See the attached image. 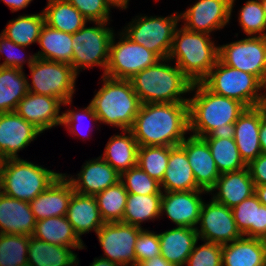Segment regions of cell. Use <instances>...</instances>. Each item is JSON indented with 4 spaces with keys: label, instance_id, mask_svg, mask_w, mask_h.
<instances>
[{
    "label": "cell",
    "instance_id": "7402d4cb",
    "mask_svg": "<svg viewBox=\"0 0 266 266\" xmlns=\"http://www.w3.org/2000/svg\"><path fill=\"white\" fill-rule=\"evenodd\" d=\"M261 119L262 105L246 108L234 123L232 135L246 165L262 154L259 140Z\"/></svg>",
    "mask_w": 266,
    "mask_h": 266
},
{
    "label": "cell",
    "instance_id": "9c48e42d",
    "mask_svg": "<svg viewBox=\"0 0 266 266\" xmlns=\"http://www.w3.org/2000/svg\"><path fill=\"white\" fill-rule=\"evenodd\" d=\"M179 12L164 16L137 15L122 28V32L133 42L154 52L160 59L168 58L172 40L179 27Z\"/></svg>",
    "mask_w": 266,
    "mask_h": 266
},
{
    "label": "cell",
    "instance_id": "1f68e13d",
    "mask_svg": "<svg viewBox=\"0 0 266 266\" xmlns=\"http://www.w3.org/2000/svg\"><path fill=\"white\" fill-rule=\"evenodd\" d=\"M68 246H57L29 236L28 266H77L78 254Z\"/></svg>",
    "mask_w": 266,
    "mask_h": 266
},
{
    "label": "cell",
    "instance_id": "4dcf8cb0",
    "mask_svg": "<svg viewBox=\"0 0 266 266\" xmlns=\"http://www.w3.org/2000/svg\"><path fill=\"white\" fill-rule=\"evenodd\" d=\"M32 236L53 245L68 246L72 250L86 248L66 216L49 217L37 221Z\"/></svg>",
    "mask_w": 266,
    "mask_h": 266
},
{
    "label": "cell",
    "instance_id": "cb8c5ba5",
    "mask_svg": "<svg viewBox=\"0 0 266 266\" xmlns=\"http://www.w3.org/2000/svg\"><path fill=\"white\" fill-rule=\"evenodd\" d=\"M36 222L29 202L0 192V234L32 236Z\"/></svg>",
    "mask_w": 266,
    "mask_h": 266
},
{
    "label": "cell",
    "instance_id": "74e56055",
    "mask_svg": "<svg viewBox=\"0 0 266 266\" xmlns=\"http://www.w3.org/2000/svg\"><path fill=\"white\" fill-rule=\"evenodd\" d=\"M44 24L43 11L37 14H22L15 19L9 20L1 32L3 36L14 43L28 48L31 44L38 42Z\"/></svg>",
    "mask_w": 266,
    "mask_h": 266
},
{
    "label": "cell",
    "instance_id": "2e32d148",
    "mask_svg": "<svg viewBox=\"0 0 266 266\" xmlns=\"http://www.w3.org/2000/svg\"><path fill=\"white\" fill-rule=\"evenodd\" d=\"M42 132L15 111L0 113V156L3 160L19 158L25 149Z\"/></svg>",
    "mask_w": 266,
    "mask_h": 266
},
{
    "label": "cell",
    "instance_id": "bcb514c9",
    "mask_svg": "<svg viewBox=\"0 0 266 266\" xmlns=\"http://www.w3.org/2000/svg\"><path fill=\"white\" fill-rule=\"evenodd\" d=\"M24 46H20L16 43H14L12 40H9L5 36L1 35L0 36V59L5 56L4 60L2 63H0V66L2 67H11V68H17L20 70H23L24 64L27 63L28 68L34 63L36 59V55L34 54H29V56L26 55L24 58V52L18 54L16 51L21 50L25 51Z\"/></svg>",
    "mask_w": 266,
    "mask_h": 266
},
{
    "label": "cell",
    "instance_id": "ba28073f",
    "mask_svg": "<svg viewBox=\"0 0 266 266\" xmlns=\"http://www.w3.org/2000/svg\"><path fill=\"white\" fill-rule=\"evenodd\" d=\"M90 23L95 25L87 27L85 24L79 31L72 34L71 66L77 75L82 69L99 66L104 71V75L109 61V45L114 30L108 27L110 22Z\"/></svg>",
    "mask_w": 266,
    "mask_h": 266
},
{
    "label": "cell",
    "instance_id": "d4e9b609",
    "mask_svg": "<svg viewBox=\"0 0 266 266\" xmlns=\"http://www.w3.org/2000/svg\"><path fill=\"white\" fill-rule=\"evenodd\" d=\"M161 256L175 266H184L199 241L196 228L180 227L158 233Z\"/></svg>",
    "mask_w": 266,
    "mask_h": 266
},
{
    "label": "cell",
    "instance_id": "c3c4849f",
    "mask_svg": "<svg viewBox=\"0 0 266 266\" xmlns=\"http://www.w3.org/2000/svg\"><path fill=\"white\" fill-rule=\"evenodd\" d=\"M89 22H110L111 10L104 0H66Z\"/></svg>",
    "mask_w": 266,
    "mask_h": 266
},
{
    "label": "cell",
    "instance_id": "52a82bcc",
    "mask_svg": "<svg viewBox=\"0 0 266 266\" xmlns=\"http://www.w3.org/2000/svg\"><path fill=\"white\" fill-rule=\"evenodd\" d=\"M202 83L213 93L235 99L247 108L263 105L266 86L254 75L217 60Z\"/></svg>",
    "mask_w": 266,
    "mask_h": 266
},
{
    "label": "cell",
    "instance_id": "ee69618b",
    "mask_svg": "<svg viewBox=\"0 0 266 266\" xmlns=\"http://www.w3.org/2000/svg\"><path fill=\"white\" fill-rule=\"evenodd\" d=\"M195 243L185 266H222V245L204 241Z\"/></svg>",
    "mask_w": 266,
    "mask_h": 266
},
{
    "label": "cell",
    "instance_id": "f5cc1de1",
    "mask_svg": "<svg viewBox=\"0 0 266 266\" xmlns=\"http://www.w3.org/2000/svg\"><path fill=\"white\" fill-rule=\"evenodd\" d=\"M134 266H175V265L166 261L160 254L153 257L150 260L143 261L140 264H135Z\"/></svg>",
    "mask_w": 266,
    "mask_h": 266
},
{
    "label": "cell",
    "instance_id": "83f0119b",
    "mask_svg": "<svg viewBox=\"0 0 266 266\" xmlns=\"http://www.w3.org/2000/svg\"><path fill=\"white\" fill-rule=\"evenodd\" d=\"M162 191L202 190L197 186L186 151L180 146L170 147L168 167L160 183Z\"/></svg>",
    "mask_w": 266,
    "mask_h": 266
},
{
    "label": "cell",
    "instance_id": "ab89813d",
    "mask_svg": "<svg viewBox=\"0 0 266 266\" xmlns=\"http://www.w3.org/2000/svg\"><path fill=\"white\" fill-rule=\"evenodd\" d=\"M169 156V146H139L137 165L161 183L168 167Z\"/></svg>",
    "mask_w": 266,
    "mask_h": 266
},
{
    "label": "cell",
    "instance_id": "11a10c76",
    "mask_svg": "<svg viewBox=\"0 0 266 266\" xmlns=\"http://www.w3.org/2000/svg\"><path fill=\"white\" fill-rule=\"evenodd\" d=\"M255 194L262 205L266 206V184L255 185Z\"/></svg>",
    "mask_w": 266,
    "mask_h": 266
},
{
    "label": "cell",
    "instance_id": "836d02e7",
    "mask_svg": "<svg viewBox=\"0 0 266 266\" xmlns=\"http://www.w3.org/2000/svg\"><path fill=\"white\" fill-rule=\"evenodd\" d=\"M45 24L48 26L74 34L89 21L66 0H47L46 7L42 10Z\"/></svg>",
    "mask_w": 266,
    "mask_h": 266
},
{
    "label": "cell",
    "instance_id": "681fc988",
    "mask_svg": "<svg viewBox=\"0 0 266 266\" xmlns=\"http://www.w3.org/2000/svg\"><path fill=\"white\" fill-rule=\"evenodd\" d=\"M247 168L249 169L254 185L266 184V154H260L247 165Z\"/></svg>",
    "mask_w": 266,
    "mask_h": 266
},
{
    "label": "cell",
    "instance_id": "7dc6e473",
    "mask_svg": "<svg viewBox=\"0 0 266 266\" xmlns=\"http://www.w3.org/2000/svg\"><path fill=\"white\" fill-rule=\"evenodd\" d=\"M160 254L161 251L158 233L143 227L135 244L136 264L150 260Z\"/></svg>",
    "mask_w": 266,
    "mask_h": 266
},
{
    "label": "cell",
    "instance_id": "f6af8a7d",
    "mask_svg": "<svg viewBox=\"0 0 266 266\" xmlns=\"http://www.w3.org/2000/svg\"><path fill=\"white\" fill-rule=\"evenodd\" d=\"M80 112V113H79ZM62 124L61 126H64L67 131H69V134L79 136V137H85L86 139H89L88 137H91L86 132L87 130L85 127H83L84 120L91 119V122H94V124L99 123L98 118L94 112V109L92 105L89 103L87 107L78 109L75 111L73 108L72 110L68 109L67 111L62 112ZM88 125L86 126L87 129ZM86 131V132H85ZM86 133V134H85Z\"/></svg>",
    "mask_w": 266,
    "mask_h": 266
},
{
    "label": "cell",
    "instance_id": "6f0895ef",
    "mask_svg": "<svg viewBox=\"0 0 266 266\" xmlns=\"http://www.w3.org/2000/svg\"><path fill=\"white\" fill-rule=\"evenodd\" d=\"M260 1H261V3H262L263 10H264L265 17H266V0H260Z\"/></svg>",
    "mask_w": 266,
    "mask_h": 266
},
{
    "label": "cell",
    "instance_id": "91938a15",
    "mask_svg": "<svg viewBox=\"0 0 266 266\" xmlns=\"http://www.w3.org/2000/svg\"><path fill=\"white\" fill-rule=\"evenodd\" d=\"M2 162H3V159L0 156V171H1Z\"/></svg>",
    "mask_w": 266,
    "mask_h": 266
},
{
    "label": "cell",
    "instance_id": "8992f818",
    "mask_svg": "<svg viewBox=\"0 0 266 266\" xmlns=\"http://www.w3.org/2000/svg\"><path fill=\"white\" fill-rule=\"evenodd\" d=\"M22 158L5 159L0 171V192L30 202L61 174Z\"/></svg>",
    "mask_w": 266,
    "mask_h": 266
},
{
    "label": "cell",
    "instance_id": "680465c9",
    "mask_svg": "<svg viewBox=\"0 0 266 266\" xmlns=\"http://www.w3.org/2000/svg\"><path fill=\"white\" fill-rule=\"evenodd\" d=\"M263 106H264V108H265V110H266V89H265V95H264Z\"/></svg>",
    "mask_w": 266,
    "mask_h": 266
},
{
    "label": "cell",
    "instance_id": "9f6ffc18",
    "mask_svg": "<svg viewBox=\"0 0 266 266\" xmlns=\"http://www.w3.org/2000/svg\"><path fill=\"white\" fill-rule=\"evenodd\" d=\"M89 266H119V265L110 261V260L96 257V258H94L93 262L90 263Z\"/></svg>",
    "mask_w": 266,
    "mask_h": 266
},
{
    "label": "cell",
    "instance_id": "3957f363",
    "mask_svg": "<svg viewBox=\"0 0 266 266\" xmlns=\"http://www.w3.org/2000/svg\"><path fill=\"white\" fill-rule=\"evenodd\" d=\"M170 62L169 58L160 59L130 79L141 104L188 103L185 96L190 94L193 83Z\"/></svg>",
    "mask_w": 266,
    "mask_h": 266
},
{
    "label": "cell",
    "instance_id": "603a6c76",
    "mask_svg": "<svg viewBox=\"0 0 266 266\" xmlns=\"http://www.w3.org/2000/svg\"><path fill=\"white\" fill-rule=\"evenodd\" d=\"M209 193L215 201L233 208L255 193V185L249 169L245 167L222 173Z\"/></svg>",
    "mask_w": 266,
    "mask_h": 266
},
{
    "label": "cell",
    "instance_id": "8fae6325",
    "mask_svg": "<svg viewBox=\"0 0 266 266\" xmlns=\"http://www.w3.org/2000/svg\"><path fill=\"white\" fill-rule=\"evenodd\" d=\"M119 36L116 42V36ZM113 34L109 45V61L105 76L130 80L138 72L155 64L160 58L144 46L133 42L123 32Z\"/></svg>",
    "mask_w": 266,
    "mask_h": 266
},
{
    "label": "cell",
    "instance_id": "7c38bea8",
    "mask_svg": "<svg viewBox=\"0 0 266 266\" xmlns=\"http://www.w3.org/2000/svg\"><path fill=\"white\" fill-rule=\"evenodd\" d=\"M218 60L256 76L266 86V37L247 36L218 45Z\"/></svg>",
    "mask_w": 266,
    "mask_h": 266
},
{
    "label": "cell",
    "instance_id": "8d00e7d4",
    "mask_svg": "<svg viewBox=\"0 0 266 266\" xmlns=\"http://www.w3.org/2000/svg\"><path fill=\"white\" fill-rule=\"evenodd\" d=\"M162 194L138 195L128 193L123 223L142 228L145 221H154L161 218Z\"/></svg>",
    "mask_w": 266,
    "mask_h": 266
},
{
    "label": "cell",
    "instance_id": "5bb4252c",
    "mask_svg": "<svg viewBox=\"0 0 266 266\" xmlns=\"http://www.w3.org/2000/svg\"><path fill=\"white\" fill-rule=\"evenodd\" d=\"M210 200L204 201L201 207L199 226L196 227L199 240L225 245L241 238L243 235L237 228L232 208L212 197Z\"/></svg>",
    "mask_w": 266,
    "mask_h": 266
},
{
    "label": "cell",
    "instance_id": "277c9868",
    "mask_svg": "<svg viewBox=\"0 0 266 266\" xmlns=\"http://www.w3.org/2000/svg\"><path fill=\"white\" fill-rule=\"evenodd\" d=\"M101 82L103 85L90 102L99 123L130 130L141 106L130 80L102 75Z\"/></svg>",
    "mask_w": 266,
    "mask_h": 266
},
{
    "label": "cell",
    "instance_id": "d6a6232c",
    "mask_svg": "<svg viewBox=\"0 0 266 266\" xmlns=\"http://www.w3.org/2000/svg\"><path fill=\"white\" fill-rule=\"evenodd\" d=\"M72 43V34L44 24L37 42L41 50L35 53L36 58L66 63L71 66L73 57Z\"/></svg>",
    "mask_w": 266,
    "mask_h": 266
},
{
    "label": "cell",
    "instance_id": "b9f144b4",
    "mask_svg": "<svg viewBox=\"0 0 266 266\" xmlns=\"http://www.w3.org/2000/svg\"><path fill=\"white\" fill-rule=\"evenodd\" d=\"M238 12L239 26L246 37H266V17L260 0H247Z\"/></svg>",
    "mask_w": 266,
    "mask_h": 266
},
{
    "label": "cell",
    "instance_id": "f1b7e54d",
    "mask_svg": "<svg viewBox=\"0 0 266 266\" xmlns=\"http://www.w3.org/2000/svg\"><path fill=\"white\" fill-rule=\"evenodd\" d=\"M109 138L103 154L100 156L120 175L137 166L138 142L130 130H122Z\"/></svg>",
    "mask_w": 266,
    "mask_h": 266
},
{
    "label": "cell",
    "instance_id": "d6986e66",
    "mask_svg": "<svg viewBox=\"0 0 266 266\" xmlns=\"http://www.w3.org/2000/svg\"><path fill=\"white\" fill-rule=\"evenodd\" d=\"M63 174L76 193L90 196H95L120 181V174L101 156L85 161L76 177Z\"/></svg>",
    "mask_w": 266,
    "mask_h": 266
},
{
    "label": "cell",
    "instance_id": "4316f807",
    "mask_svg": "<svg viewBox=\"0 0 266 266\" xmlns=\"http://www.w3.org/2000/svg\"><path fill=\"white\" fill-rule=\"evenodd\" d=\"M66 217L80 239L83 234L91 231L97 233L105 224L95 197L76 192L71 197Z\"/></svg>",
    "mask_w": 266,
    "mask_h": 266
},
{
    "label": "cell",
    "instance_id": "4fadbf2b",
    "mask_svg": "<svg viewBox=\"0 0 266 266\" xmlns=\"http://www.w3.org/2000/svg\"><path fill=\"white\" fill-rule=\"evenodd\" d=\"M142 229L121 221L105 223L96 233L104 252V255L99 257L119 266H134L136 264L135 244Z\"/></svg>",
    "mask_w": 266,
    "mask_h": 266
},
{
    "label": "cell",
    "instance_id": "9a60e30c",
    "mask_svg": "<svg viewBox=\"0 0 266 266\" xmlns=\"http://www.w3.org/2000/svg\"><path fill=\"white\" fill-rule=\"evenodd\" d=\"M236 0H198L180 12V21L189 31L211 35L230 22Z\"/></svg>",
    "mask_w": 266,
    "mask_h": 266
},
{
    "label": "cell",
    "instance_id": "5b68a950",
    "mask_svg": "<svg viewBox=\"0 0 266 266\" xmlns=\"http://www.w3.org/2000/svg\"><path fill=\"white\" fill-rule=\"evenodd\" d=\"M168 58L192 82H202L218 60V45L211 35L176 28Z\"/></svg>",
    "mask_w": 266,
    "mask_h": 266
},
{
    "label": "cell",
    "instance_id": "f546056e",
    "mask_svg": "<svg viewBox=\"0 0 266 266\" xmlns=\"http://www.w3.org/2000/svg\"><path fill=\"white\" fill-rule=\"evenodd\" d=\"M238 230L245 237L266 238V206L254 193L232 208Z\"/></svg>",
    "mask_w": 266,
    "mask_h": 266
},
{
    "label": "cell",
    "instance_id": "484cf974",
    "mask_svg": "<svg viewBox=\"0 0 266 266\" xmlns=\"http://www.w3.org/2000/svg\"><path fill=\"white\" fill-rule=\"evenodd\" d=\"M264 239L242 236L222 245V266H265Z\"/></svg>",
    "mask_w": 266,
    "mask_h": 266
},
{
    "label": "cell",
    "instance_id": "ffe728a7",
    "mask_svg": "<svg viewBox=\"0 0 266 266\" xmlns=\"http://www.w3.org/2000/svg\"><path fill=\"white\" fill-rule=\"evenodd\" d=\"M180 146L186 151L197 186L210 192L221 174L207 142L201 137L190 134L180 143Z\"/></svg>",
    "mask_w": 266,
    "mask_h": 266
},
{
    "label": "cell",
    "instance_id": "db71d44e",
    "mask_svg": "<svg viewBox=\"0 0 266 266\" xmlns=\"http://www.w3.org/2000/svg\"><path fill=\"white\" fill-rule=\"evenodd\" d=\"M130 0H104V2L106 3V5L109 7V9L111 10V8H115L117 7L119 10H125L128 8V4H129Z\"/></svg>",
    "mask_w": 266,
    "mask_h": 266
},
{
    "label": "cell",
    "instance_id": "e575fe53",
    "mask_svg": "<svg viewBox=\"0 0 266 266\" xmlns=\"http://www.w3.org/2000/svg\"><path fill=\"white\" fill-rule=\"evenodd\" d=\"M27 81L23 70L0 66V113L15 111L28 93Z\"/></svg>",
    "mask_w": 266,
    "mask_h": 266
},
{
    "label": "cell",
    "instance_id": "f35d334b",
    "mask_svg": "<svg viewBox=\"0 0 266 266\" xmlns=\"http://www.w3.org/2000/svg\"><path fill=\"white\" fill-rule=\"evenodd\" d=\"M127 196L128 192L121 181L94 196L105 223L122 221Z\"/></svg>",
    "mask_w": 266,
    "mask_h": 266
},
{
    "label": "cell",
    "instance_id": "ac0fdd59",
    "mask_svg": "<svg viewBox=\"0 0 266 266\" xmlns=\"http://www.w3.org/2000/svg\"><path fill=\"white\" fill-rule=\"evenodd\" d=\"M61 105L64 103L56 97L28 92L15 112L43 133L62 124Z\"/></svg>",
    "mask_w": 266,
    "mask_h": 266
},
{
    "label": "cell",
    "instance_id": "7bdbcfd3",
    "mask_svg": "<svg viewBox=\"0 0 266 266\" xmlns=\"http://www.w3.org/2000/svg\"><path fill=\"white\" fill-rule=\"evenodd\" d=\"M120 181L123 183L128 193L138 195L163 193L160 182L151 178L138 165L123 172L120 175Z\"/></svg>",
    "mask_w": 266,
    "mask_h": 266
},
{
    "label": "cell",
    "instance_id": "e0dca14e",
    "mask_svg": "<svg viewBox=\"0 0 266 266\" xmlns=\"http://www.w3.org/2000/svg\"><path fill=\"white\" fill-rule=\"evenodd\" d=\"M205 190L163 191L161 199V216L164 212L176 226L196 228L199 223L201 207L205 200Z\"/></svg>",
    "mask_w": 266,
    "mask_h": 266
},
{
    "label": "cell",
    "instance_id": "60d3db41",
    "mask_svg": "<svg viewBox=\"0 0 266 266\" xmlns=\"http://www.w3.org/2000/svg\"><path fill=\"white\" fill-rule=\"evenodd\" d=\"M29 236L0 234V266H28Z\"/></svg>",
    "mask_w": 266,
    "mask_h": 266
},
{
    "label": "cell",
    "instance_id": "30bf717a",
    "mask_svg": "<svg viewBox=\"0 0 266 266\" xmlns=\"http://www.w3.org/2000/svg\"><path fill=\"white\" fill-rule=\"evenodd\" d=\"M29 69L32 82L27 81L28 92L56 97L64 107L72 104L78 78L72 66L36 58Z\"/></svg>",
    "mask_w": 266,
    "mask_h": 266
},
{
    "label": "cell",
    "instance_id": "d590c367",
    "mask_svg": "<svg viewBox=\"0 0 266 266\" xmlns=\"http://www.w3.org/2000/svg\"><path fill=\"white\" fill-rule=\"evenodd\" d=\"M202 138L207 142L220 174L247 167L232 134L209 135Z\"/></svg>",
    "mask_w": 266,
    "mask_h": 266
},
{
    "label": "cell",
    "instance_id": "6da1fadb",
    "mask_svg": "<svg viewBox=\"0 0 266 266\" xmlns=\"http://www.w3.org/2000/svg\"><path fill=\"white\" fill-rule=\"evenodd\" d=\"M139 146H178L189 132L188 103H145L130 128Z\"/></svg>",
    "mask_w": 266,
    "mask_h": 266
},
{
    "label": "cell",
    "instance_id": "44dd1931",
    "mask_svg": "<svg viewBox=\"0 0 266 266\" xmlns=\"http://www.w3.org/2000/svg\"><path fill=\"white\" fill-rule=\"evenodd\" d=\"M74 192L70 181L61 173L45 191L29 202L35 219L66 216Z\"/></svg>",
    "mask_w": 266,
    "mask_h": 266
},
{
    "label": "cell",
    "instance_id": "816d5d0a",
    "mask_svg": "<svg viewBox=\"0 0 266 266\" xmlns=\"http://www.w3.org/2000/svg\"><path fill=\"white\" fill-rule=\"evenodd\" d=\"M3 1L11 10V12H17L24 10L33 0H0Z\"/></svg>",
    "mask_w": 266,
    "mask_h": 266
},
{
    "label": "cell",
    "instance_id": "7a4b0ae2",
    "mask_svg": "<svg viewBox=\"0 0 266 266\" xmlns=\"http://www.w3.org/2000/svg\"><path fill=\"white\" fill-rule=\"evenodd\" d=\"M188 99L189 133L196 137L233 134L234 123L247 108L243 103L210 91L202 82L193 83Z\"/></svg>",
    "mask_w": 266,
    "mask_h": 266
},
{
    "label": "cell",
    "instance_id": "f907efd6",
    "mask_svg": "<svg viewBox=\"0 0 266 266\" xmlns=\"http://www.w3.org/2000/svg\"><path fill=\"white\" fill-rule=\"evenodd\" d=\"M259 140L262 153L266 154V110L262 105V119L259 130Z\"/></svg>",
    "mask_w": 266,
    "mask_h": 266
}]
</instances>
